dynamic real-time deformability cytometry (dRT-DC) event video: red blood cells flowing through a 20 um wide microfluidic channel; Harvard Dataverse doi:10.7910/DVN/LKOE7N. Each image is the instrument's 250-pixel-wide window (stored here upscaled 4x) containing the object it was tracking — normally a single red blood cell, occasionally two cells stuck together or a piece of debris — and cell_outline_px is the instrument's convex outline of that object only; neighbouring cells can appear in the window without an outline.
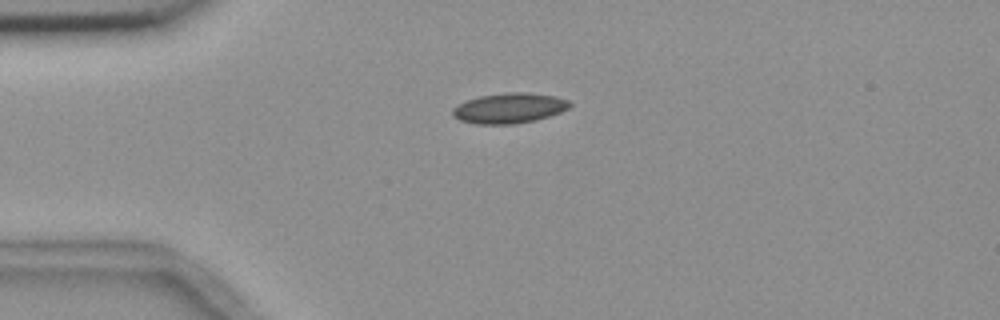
{"species": "common noctule bat (a hibernating species)", "species_latin": "Nyctalus noctula", "temperature_condition": "room temperature", "stored_images_in_passage": 3, "camera_frame_rate_fps": 3000, "um_per_image_px": 0.085, "animal": {"sex": "female", "body_mass_g": 18.4}, "frame": {"image": 1, "passage_image": 2, "time_ms": 2.0, "image_size_px": [1000, 320], "cell_outline_px": [[572, 104], [568, 108], [560, 112], [536, 120], [512, 124], [476, 124], [460, 120], [452, 116], [452, 108], [456, 104], [480, 96], [508, 92], [528, 92], [556, 96], [568, 100]], "centroid_in_image_um": [43.27, 9.19], "position_along_channel_um": 41.7, "area_um2": 20.69}}